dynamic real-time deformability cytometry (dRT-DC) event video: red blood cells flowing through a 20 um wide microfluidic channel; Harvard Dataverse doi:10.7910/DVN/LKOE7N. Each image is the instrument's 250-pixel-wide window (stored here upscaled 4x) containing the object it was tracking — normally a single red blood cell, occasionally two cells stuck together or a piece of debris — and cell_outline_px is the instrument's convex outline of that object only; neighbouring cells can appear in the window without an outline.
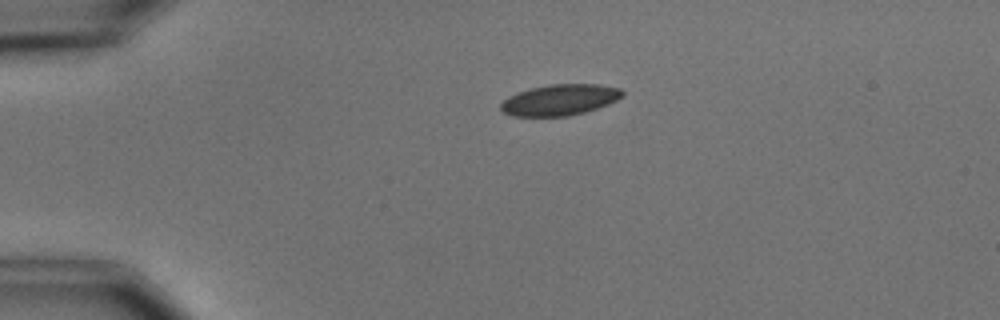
{"species": "common noctule bat (a hibernating species)", "species_latin": "Nyctalus noctula", "temperature_condition": "cold", "stored_images_in_passage": 2, "camera_frame_rate_fps": 3000, "um_per_image_px": 0.085, "animal": {"sex": "male", "body_mass_g": 15.6}, "frame": {"image": 1, "passage_image": 1, "time_ms": 0.0, "image_size_px": [1000, 320], "cell_outline_px": [[624, 96], [608, 104], [584, 112], [568, 116], [512, 116], [504, 112], [500, 108], [500, 104], [508, 96], [516, 92], [548, 84], [600, 84], [620, 88], [624, 92]], "centroid_in_image_um": [47.59, 8.48], "position_along_channel_um": 37.4, "area_um2": 22.02}}